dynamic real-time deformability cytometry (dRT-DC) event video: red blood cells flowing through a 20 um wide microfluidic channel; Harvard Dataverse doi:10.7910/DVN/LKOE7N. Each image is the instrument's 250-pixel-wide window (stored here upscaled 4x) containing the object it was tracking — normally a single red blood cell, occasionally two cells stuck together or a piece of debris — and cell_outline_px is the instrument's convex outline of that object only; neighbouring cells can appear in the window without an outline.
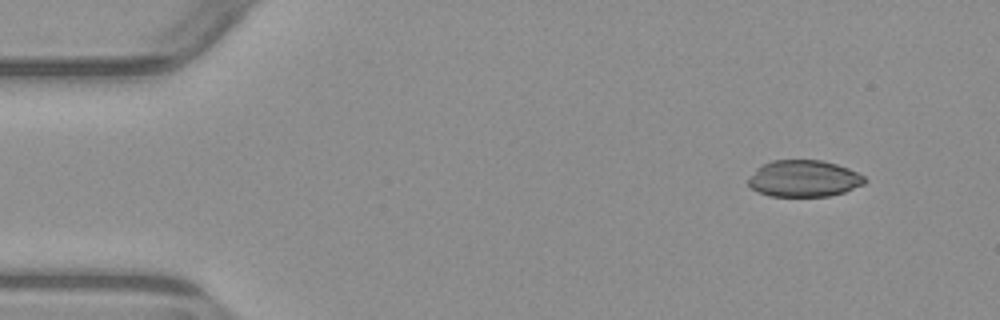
{"species": "common noctule bat (a hibernating species)", "species_latin": "Nyctalus noctula", "temperature_condition": "warm", "stored_images_in_passage": 3, "camera_frame_rate_fps": 3000, "um_per_image_px": 0.085, "animal": {"sex": "male", "body_mass_g": 23.1, "forearm_length_mm": 52.7}, "frame": {"image": 1, "passage_image": 1, "time_ms": 0.0, "image_size_px": [1000, 320], "cell_outline_px": [[868, 180], [864, 184], [844, 192], [828, 196], [768, 196], [756, 192], [748, 184], [748, 180], [756, 168], [772, 160], [824, 160], [848, 168], [864, 176]], "centroid_in_image_um": [68.33, 15.18], "position_along_channel_um": 16.7, "area_um2": 24.91}}